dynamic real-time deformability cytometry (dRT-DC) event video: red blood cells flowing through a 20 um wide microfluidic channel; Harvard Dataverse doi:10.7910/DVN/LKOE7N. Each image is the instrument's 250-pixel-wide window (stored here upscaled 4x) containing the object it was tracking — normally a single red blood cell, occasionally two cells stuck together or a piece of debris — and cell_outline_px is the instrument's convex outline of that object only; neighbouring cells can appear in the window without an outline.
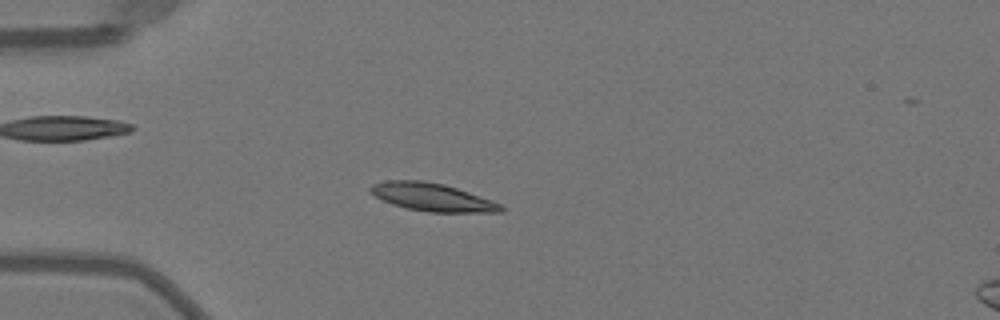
{"species": "Egyptian fruit bat (a non-hibernating species)", "species_latin": "Rousettus aegyptiacus", "temperature_condition": "warm", "stored_images_in_passage": 52, "camera_frame_rate_fps": 3000, "um_per_image_px": 0.085, "animal": {"sex": "female"}, "frame": {"image": 1, "passage_image": 15, "time_ms": 4.667, "image_size_px": [1000, 320], "cell_outline_px": [[504, 212], [428, 212], [408, 208], [392, 204], [376, 196], [368, 188], [372, 184], [384, 180], [424, 180], [444, 184], [492, 200], [500, 204], [504, 208]], "centroid_in_image_um": [36.74, 16.75], "position_along_channel_um": 48.3, "area_um2": 21.1}}
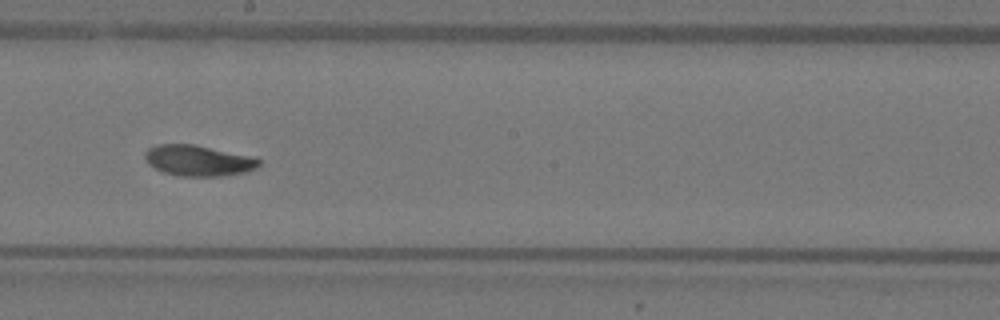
{"frame": {"image": 2, "passage_image": 30, "time_ms": 9.667, "image_size_px": [1000, 320], "cell_outline_px": [[260, 164], [256, 168], [244, 172], [220, 176], [180, 176], [164, 172], [148, 164], [144, 156], [144, 152], [148, 148], [156, 144], [192, 144], [256, 156], [260, 160]], "centroid_in_image_um": [16.87, 13.63], "position_along_channel_um": 231.3, "area_um2": 20.58}}
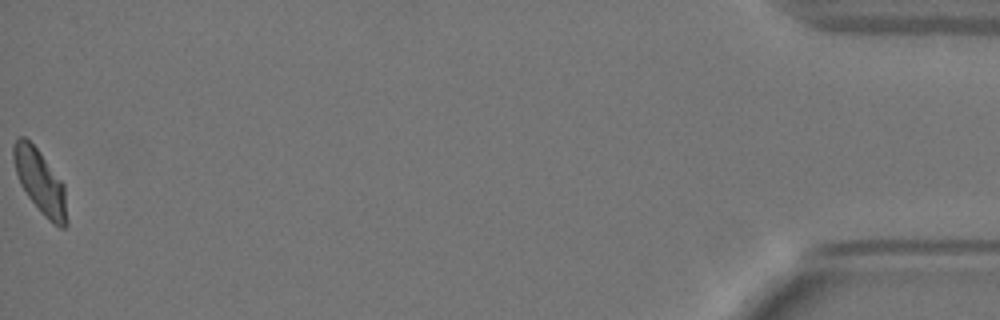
{"frame": {"image": 3, "passage_image": 52, "time_ms": 17.0, "image_size_px": [1000, 320], "cell_outline_px": [[68, 224], [64, 228], [60, 228], [48, 220], [40, 212], [28, 196], [20, 184], [16, 172], [12, 156], [12, 144], [20, 136], [24, 136], [40, 152], [64, 184], [68, 220]], "centroid_in_image_um": [3.42, 15.47], "position_along_channel_um": 431.8, "area_um2": 19.94}, "authors_computed_cell_mechanics": {"area_um2": 20.1722, "velocity_mm_per_s": 4.0169, "shape_relaxation_time_tau1_ms": 2.86, "shape_relaxation_time_tau2_ms": 2.4454, "deformation_change_tau1": 0.1429, "deformation_change_tau2": 0.0603}}